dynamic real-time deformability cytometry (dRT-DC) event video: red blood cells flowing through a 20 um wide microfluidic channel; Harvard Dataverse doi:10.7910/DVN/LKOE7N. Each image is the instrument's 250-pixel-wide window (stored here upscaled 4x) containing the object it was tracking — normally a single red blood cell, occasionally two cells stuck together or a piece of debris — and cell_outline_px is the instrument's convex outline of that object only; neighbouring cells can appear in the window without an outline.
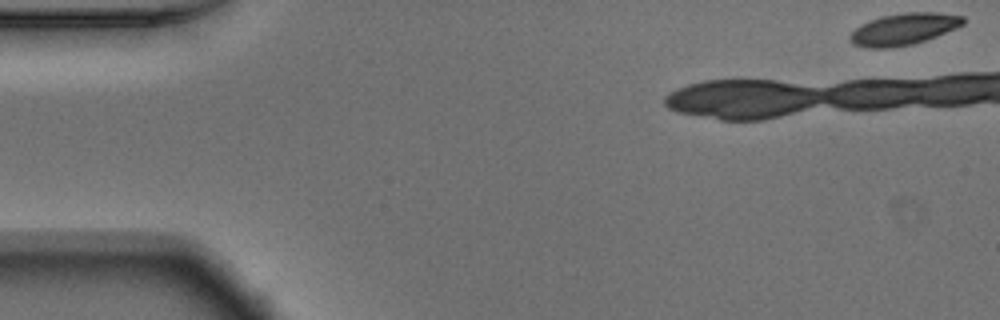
{"species": "Egyptian fruit bat (a non-hibernating species)", "species_latin": "Rousettus aegyptiacus", "temperature_condition": "warm", "stored_images_in_passage": 37, "camera_frame_rate_fps": 3000, "um_per_image_px": 0.085, "animal": {"sex": "male"}, "frame": {"image": 1, "passage_image": 1, "time_ms": 0.0, "image_size_px": [1000, 320], "cell_outline_px": [[964, 24], [956, 28], [936, 36], [912, 44], [892, 48], [868, 48], [852, 44], [848, 40], [848, 36], [860, 24], [884, 16], [904, 12], [936, 12], [964, 16]], "centroid_in_image_um": [76.79, 2.48], "position_along_channel_um": 8.2, "area_um2": 20.87}}